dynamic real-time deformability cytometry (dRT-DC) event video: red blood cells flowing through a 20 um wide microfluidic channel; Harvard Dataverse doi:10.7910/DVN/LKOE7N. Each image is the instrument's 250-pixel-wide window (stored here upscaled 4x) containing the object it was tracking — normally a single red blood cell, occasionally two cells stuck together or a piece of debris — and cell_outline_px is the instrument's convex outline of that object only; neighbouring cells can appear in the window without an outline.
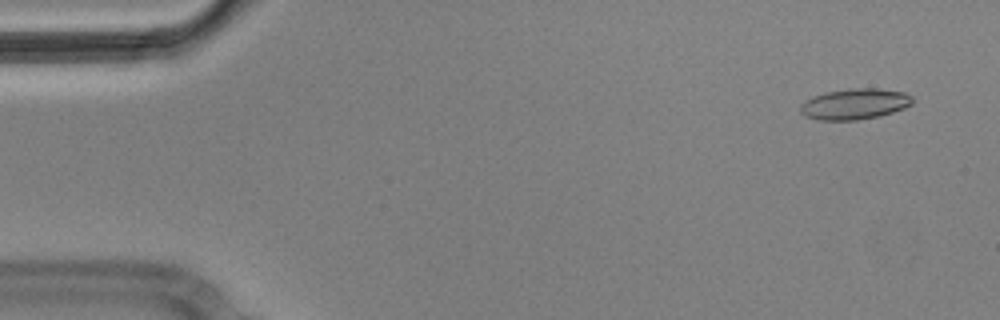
{"species": "Egyptian fruit bat (a non-hibernating species)", "species_latin": "Rousettus aegyptiacus", "temperature_condition": "cold", "stored_images_in_passage": 4, "camera_frame_rate_fps": 3000, "um_per_image_px": 0.085, "animal": {"sex": "male"}, "frame": {"image": 1, "passage_image": 1, "time_ms": 0.0, "image_size_px": [1000, 320], "cell_outline_px": [[912, 104], [904, 108], [880, 116], [856, 120], [820, 120], [804, 116], [800, 112], [800, 104], [824, 92], [848, 88], [876, 88], [904, 92], [912, 96]], "centroid_in_image_um": [72.65, 8.84], "position_along_channel_um": 12.3, "area_um2": 20.11}}
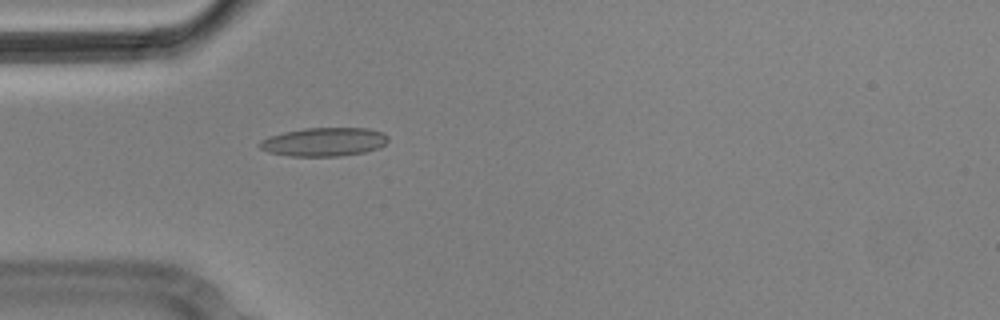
{"frame": {"image": 2, "passage_image": 4, "time_ms": 1.0, "image_size_px": [1000, 320], "cell_outline_px": [[388, 140], [384, 144], [376, 148], [364, 152], [336, 156], [292, 156], [268, 152], [260, 148], [256, 144], [260, 140], [268, 136], [284, 132], [304, 128], [368, 128], [384, 132], [388, 136]], "centroid_in_image_um": [27.5, 12.05], "position_along_channel_um": 57.5, "area_um2": 21.44}}